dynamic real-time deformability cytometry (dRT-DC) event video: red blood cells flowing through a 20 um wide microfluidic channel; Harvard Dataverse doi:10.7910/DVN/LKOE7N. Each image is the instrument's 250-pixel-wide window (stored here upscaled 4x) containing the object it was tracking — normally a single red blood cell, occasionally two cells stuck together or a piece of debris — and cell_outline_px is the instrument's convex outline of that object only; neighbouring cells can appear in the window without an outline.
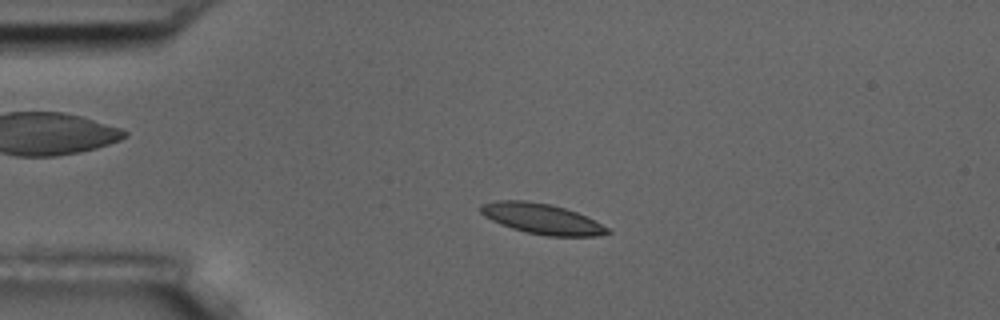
{"species": "common noctule bat (a hibernating species)", "species_latin": "Nyctalus noctula", "temperature_condition": "room temperature", "stored_images_in_passage": 52, "camera_frame_rate_fps": 3000, "um_per_image_px": 0.085, "animal": {"sex": "male", "body_mass_g": 17.5, "forearm_length_mm": 52.3}, "frame": {"image": 1, "passage_image": 9, "time_ms": 2.667, "image_size_px": [1000, 320], "cell_outline_px": [[612, 232], [600, 236], [548, 236], [524, 232], [500, 224], [484, 216], [480, 212], [480, 204], [496, 200], [528, 200], [548, 204], [564, 208], [576, 212], [608, 228]], "centroid_in_image_um": [46.01, 18.59], "position_along_channel_um": 39.0, "area_um2": 22.37}}
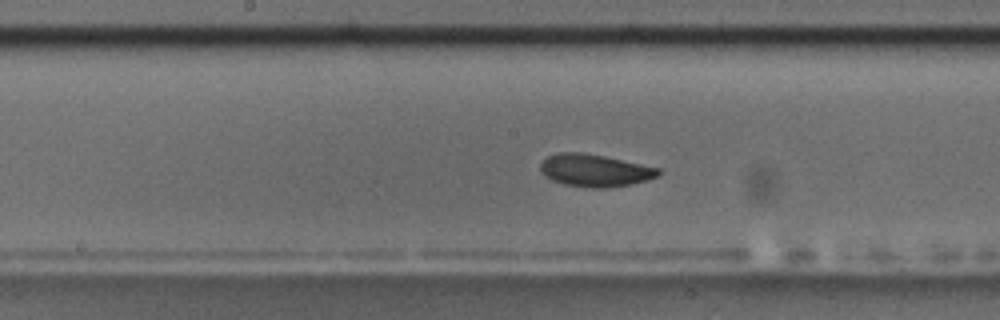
{"frame": {"image": 2, "passage_image": 25, "time_ms": 8.0, "image_size_px": [1000, 320], "cell_outline_px": [[660, 176], [648, 180], [632, 184], [604, 188], [584, 188], [564, 184], [552, 180], [544, 176], [540, 172], [540, 164], [548, 156], [556, 152], [580, 152], [604, 156], [660, 168]], "centroid_in_image_um": [50.55, 14.49], "position_along_channel_um": 197.7, "area_um2": 22.48}}
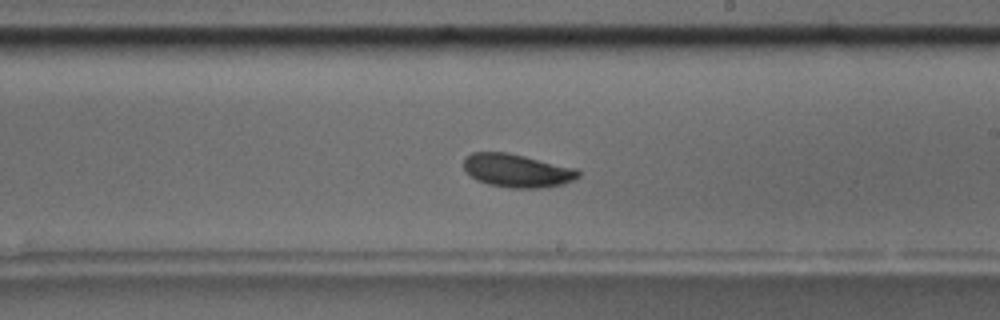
{"frame": {"image": 3, "passage_image": 29, "time_ms": 9.333, "image_size_px": [1000, 320], "cell_outline_px": [[580, 176], [564, 184], [540, 188], [508, 188], [488, 184], [476, 180], [464, 168], [464, 156], [472, 152], [508, 152], [576, 168], [580, 172]], "centroid_in_image_um": [43.94, 14.5], "position_along_channel_um": 245.1, "area_um2": 22.31}, "authors_computed_cell_mechanics": {"area_um2": 21.9351, "velocity_mm_per_s": 3.5794, "shape_relaxation_time_tau1_ms": null, "shape_relaxation_time_tau2_ms": 6.3125, "deformation_change_tau1": null, "deformation_change_tau2": 0.0942}}